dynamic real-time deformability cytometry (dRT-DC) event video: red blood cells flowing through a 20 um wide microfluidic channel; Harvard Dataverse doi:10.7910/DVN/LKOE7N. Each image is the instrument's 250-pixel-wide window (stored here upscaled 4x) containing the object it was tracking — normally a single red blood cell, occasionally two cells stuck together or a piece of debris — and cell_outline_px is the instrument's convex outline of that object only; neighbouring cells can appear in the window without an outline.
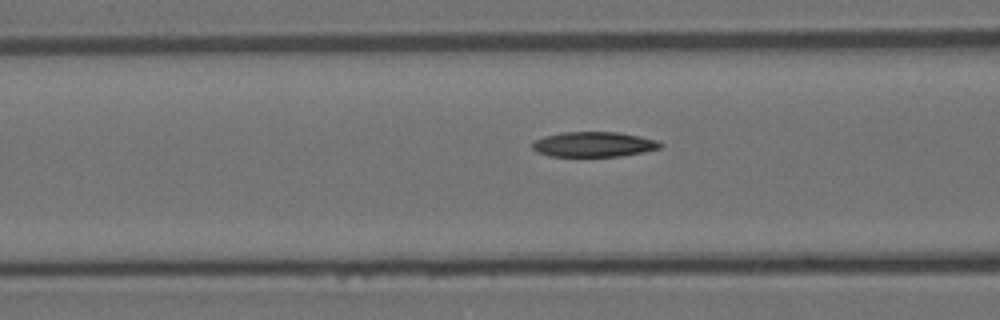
{"species": "Egyptian fruit bat (a non-hibernating species)", "species_latin": "Rousettus aegyptiacus", "temperature_condition": "room temperature", "stored_images_in_passage": 33, "camera_frame_rate_fps": 3000, "um_per_image_px": 0.085, "animal": {"sex": "female"}, "frame": {"image": 1, "passage_image": 10, "time_ms": 3.0, "image_size_px": [1000, 320], "cell_outline_px": [[664, 144], [660, 148], [644, 152], [620, 156], [548, 156], [536, 152], [532, 148], [532, 140], [544, 136], [564, 132], [620, 132], [640, 136], [656, 140]], "centroid_in_image_um": [50.45, 12.27], "position_along_channel_um": 116.2, "area_um2": 18.84}}
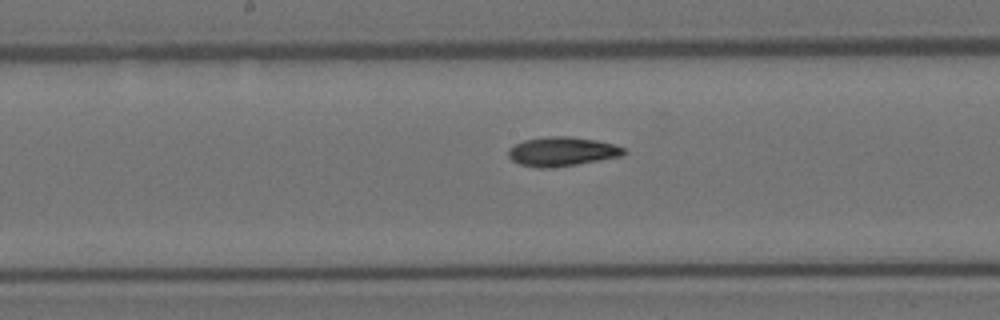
{"frame": {"image": 2, "passage_image": 17, "time_ms": 5.333, "image_size_px": [1000, 320], "cell_outline_px": [[628, 152], [620, 156], [600, 160], [576, 164], [548, 168], [540, 168], [520, 164], [512, 160], [508, 156], [508, 148], [524, 140], [548, 136], [568, 136], [596, 140], [616, 144], [624, 148]], "centroid_in_image_um": [47.78, 12.87], "position_along_channel_um": 200.4, "area_um2": 19.59}}
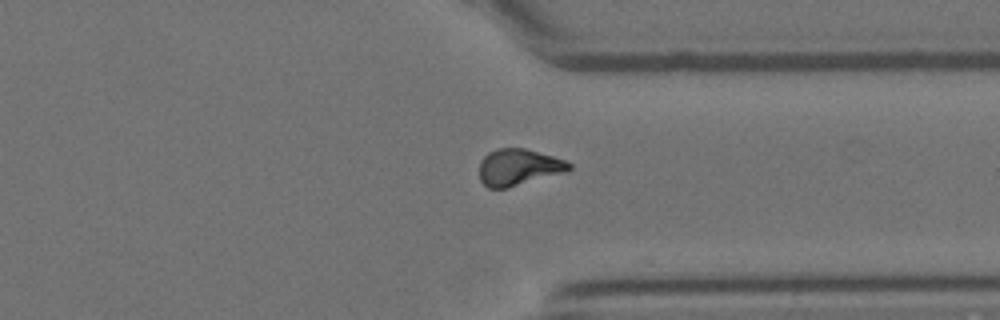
{"frame": {"image": 3, "passage_image": 31, "time_ms": 10.0, "image_size_px": [1000, 320], "cell_outline_px": [[572, 168], [568, 172], [508, 188], [488, 188], [480, 180], [480, 160], [488, 152], [496, 148], [524, 148], [568, 160], [572, 164]], "centroid_in_image_um": [44.12, 14.21], "position_along_channel_um": 367.3, "area_um2": 19.48}}